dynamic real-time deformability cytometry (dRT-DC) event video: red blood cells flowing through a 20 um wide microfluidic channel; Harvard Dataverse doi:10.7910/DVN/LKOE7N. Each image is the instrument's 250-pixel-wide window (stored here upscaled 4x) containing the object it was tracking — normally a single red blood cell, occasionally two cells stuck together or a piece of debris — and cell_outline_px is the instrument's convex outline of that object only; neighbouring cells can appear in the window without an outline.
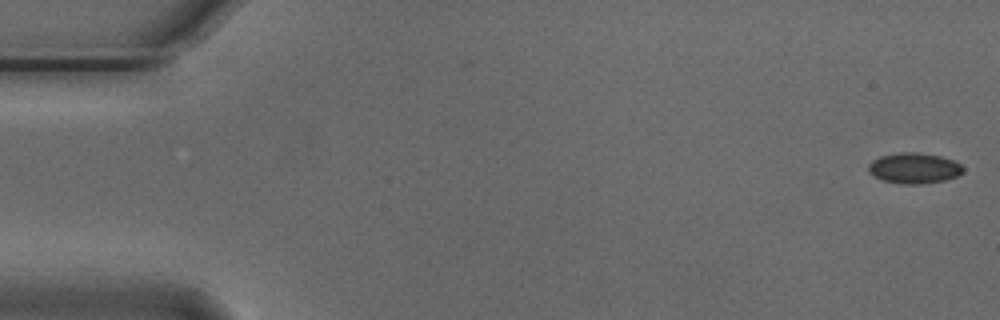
{"species": "Egyptian fruit bat (a non-hibernating species)", "species_latin": "Rousettus aegyptiacus", "temperature_condition": "cold", "stored_images_in_passage": 55, "camera_frame_rate_fps": 3000, "um_per_image_px": 0.085, "animal": {"sex": "male"}, "frame": {"image": 1, "passage_image": 1, "time_ms": 0.0, "image_size_px": [1000, 320], "cell_outline_px": [[964, 172], [956, 176], [944, 180], [920, 184], [900, 184], [884, 180], [872, 176], [868, 172], [868, 164], [872, 160], [880, 156], [900, 152], [920, 152], [940, 156], [952, 160], [960, 164], [964, 168]], "centroid_in_image_um": [77.67, 14.29], "position_along_channel_um": 7.3, "area_um2": 16.99}}
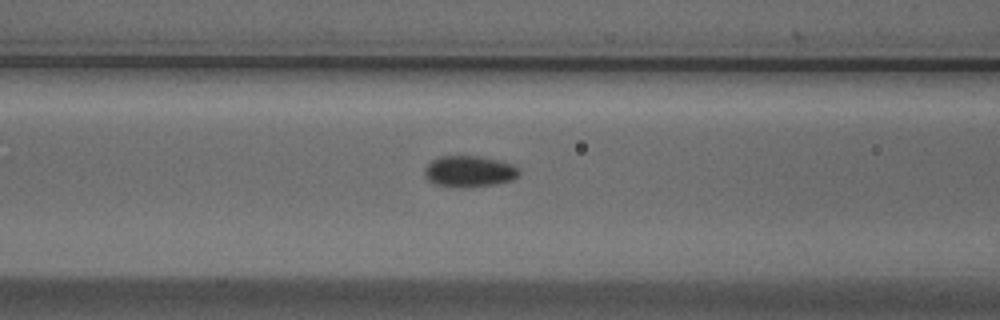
{"frame": {"image": 2, "passage_image": 22, "time_ms": 7.0, "image_size_px": [1000, 320], "cell_outline_px": [[520, 176], [512, 180], [496, 184], [468, 188], [460, 188], [436, 184], [428, 180], [424, 176], [424, 168], [432, 160], [440, 156], [480, 156], [500, 160], [512, 164], [520, 168]], "centroid_in_image_um": [39.92, 14.57], "position_along_channel_um": 126.7, "area_um2": 17.57}}
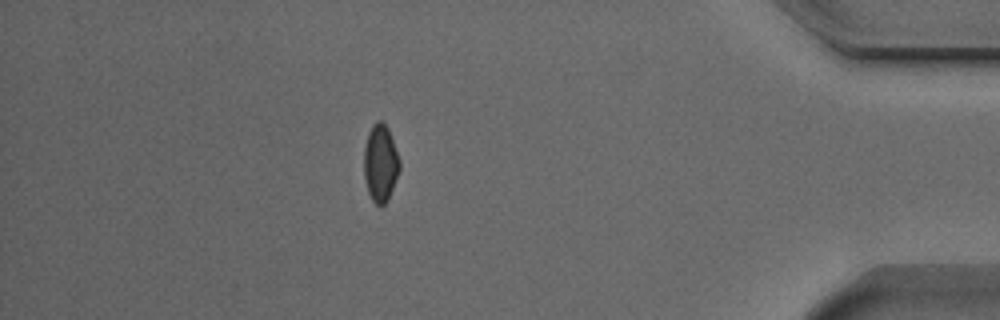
{"frame": {"image": 3, "passage_image": 48, "time_ms": 15.667, "image_size_px": [1000, 320], "cell_outline_px": [[400, 168], [388, 200], [384, 204], [376, 204], [372, 200], [368, 192], [364, 176], [364, 148], [368, 132], [372, 124], [376, 120], [380, 120], [388, 128], [400, 160]], "centroid_in_image_um": [32.33, 13.84], "position_along_channel_um": 402.9, "area_um2": 16.01}, "authors_computed_cell_mechanics": {"area_um2": 16.5308, "velocity_mm_per_s": 3.7298, "shape_relaxation_time_tau1_ms": 3.0827, "shape_relaxation_time_tau2_ms": 2.8333, "deformation_change_tau1": 0.0666, "deformation_change_tau2": 0.0581}}